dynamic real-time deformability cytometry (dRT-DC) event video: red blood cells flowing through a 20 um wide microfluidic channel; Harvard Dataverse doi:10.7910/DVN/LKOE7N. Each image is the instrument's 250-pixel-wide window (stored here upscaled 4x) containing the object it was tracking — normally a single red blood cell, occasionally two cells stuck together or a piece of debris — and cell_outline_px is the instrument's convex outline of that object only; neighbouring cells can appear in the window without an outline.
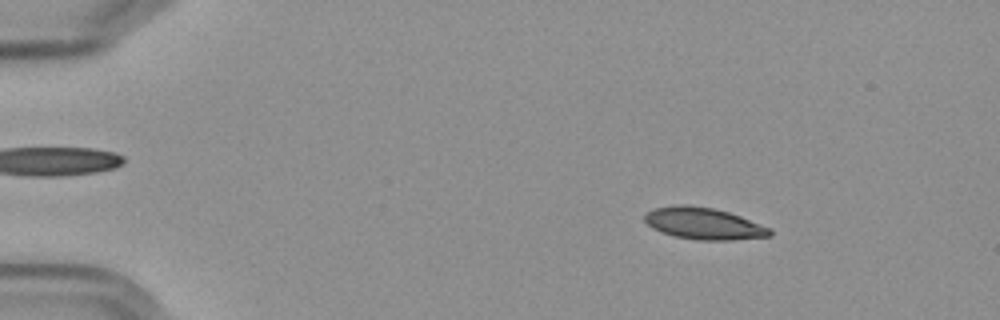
{"species": "Egyptian fruit bat (a non-hibernating species)", "species_latin": "Rousettus aegyptiacus", "temperature_condition": "cold", "stored_images_in_passage": 56, "camera_frame_rate_fps": 3000, "um_per_image_px": 0.085, "frame": {"image": 1, "passage_image": 8, "time_ms": 2.333, "image_size_px": [1000, 320], "cell_outline_px": [[772, 236], [732, 240], [696, 240], [676, 236], [660, 232], [652, 228], [644, 220], [644, 216], [648, 212], [656, 208], [676, 204], [688, 204], [712, 208], [728, 212], [740, 216], [772, 228]], "centroid_in_image_um": [59.83, 19.0], "position_along_channel_um": 25.2, "area_um2": 23.24}}
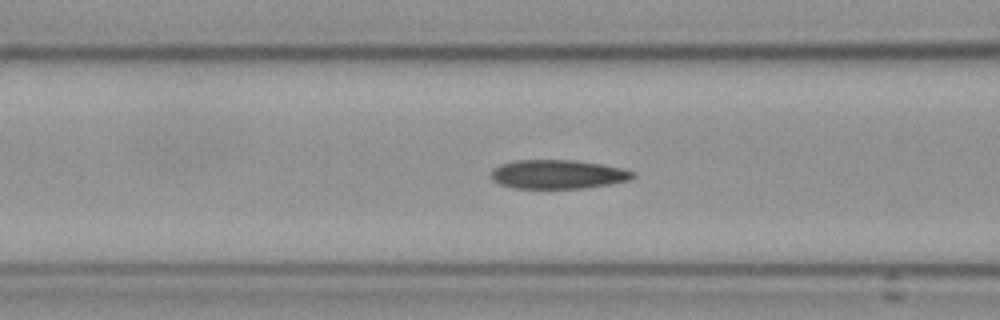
{"frame": {"image": 2, "passage_image": 23, "time_ms": 7.333, "image_size_px": [1000, 320], "cell_outline_px": [[636, 176], [628, 180], [588, 188], [512, 188], [500, 184], [492, 180], [492, 168], [500, 164], [516, 160], [576, 160], [600, 164], [620, 168], [636, 172]], "centroid_in_image_um": [47.4, 14.81], "position_along_channel_um": 119.2, "area_um2": 23.93}}
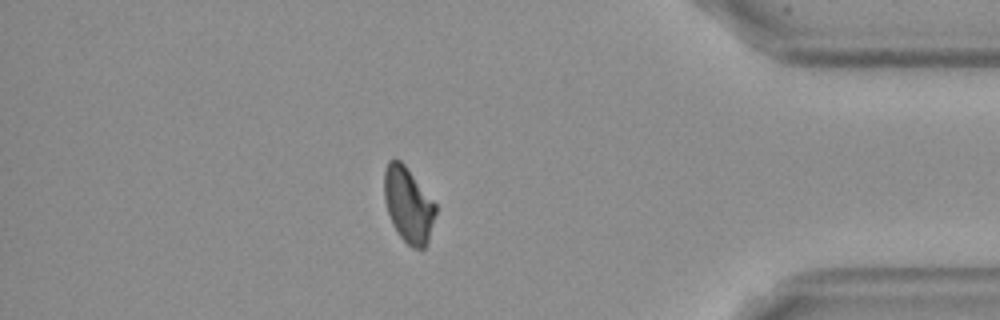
{"frame": {"image": 3, "passage_image": 49, "time_ms": 16.0, "image_size_px": [1000, 320], "cell_outline_px": [[436, 212], [428, 240], [424, 248], [412, 248], [400, 236], [392, 224], [384, 200], [384, 168], [388, 160], [400, 160], [404, 164], [436, 204]], "centroid_in_image_um": [34.69, 17.4], "position_along_channel_um": 400.5, "area_um2": 22.31}, "authors_computed_cell_mechanics": {"area_um2": 23.5535, "velocity_mm_per_s": 3.597, "shape_relaxation_time_tau1_ms": 6.6587, "shape_relaxation_time_tau2_ms": 3.4157, "deformation_change_tau1": 0.1495, "deformation_change_tau2": 0.0838}}